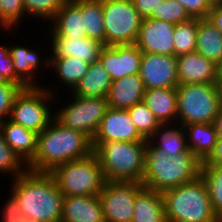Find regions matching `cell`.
<instances>
[{"instance_id": "obj_1", "label": "cell", "mask_w": 222, "mask_h": 222, "mask_svg": "<svg viewBox=\"0 0 222 222\" xmlns=\"http://www.w3.org/2000/svg\"><path fill=\"white\" fill-rule=\"evenodd\" d=\"M11 182L26 222H61L64 196L51 173L27 169Z\"/></svg>"}, {"instance_id": "obj_2", "label": "cell", "mask_w": 222, "mask_h": 222, "mask_svg": "<svg viewBox=\"0 0 222 222\" xmlns=\"http://www.w3.org/2000/svg\"><path fill=\"white\" fill-rule=\"evenodd\" d=\"M92 152V140L87 135L64 127L53 118L38 134L36 153L27 169L50 173L59 165L87 157Z\"/></svg>"}, {"instance_id": "obj_3", "label": "cell", "mask_w": 222, "mask_h": 222, "mask_svg": "<svg viewBox=\"0 0 222 222\" xmlns=\"http://www.w3.org/2000/svg\"><path fill=\"white\" fill-rule=\"evenodd\" d=\"M201 164L202 162L189 149L169 157L147 140L142 184L148 189L163 193L200 176Z\"/></svg>"}, {"instance_id": "obj_4", "label": "cell", "mask_w": 222, "mask_h": 222, "mask_svg": "<svg viewBox=\"0 0 222 222\" xmlns=\"http://www.w3.org/2000/svg\"><path fill=\"white\" fill-rule=\"evenodd\" d=\"M161 194L166 222H222L213 211L201 175Z\"/></svg>"}, {"instance_id": "obj_5", "label": "cell", "mask_w": 222, "mask_h": 222, "mask_svg": "<svg viewBox=\"0 0 222 222\" xmlns=\"http://www.w3.org/2000/svg\"><path fill=\"white\" fill-rule=\"evenodd\" d=\"M105 180L142 183L146 141L92 143Z\"/></svg>"}, {"instance_id": "obj_6", "label": "cell", "mask_w": 222, "mask_h": 222, "mask_svg": "<svg viewBox=\"0 0 222 222\" xmlns=\"http://www.w3.org/2000/svg\"><path fill=\"white\" fill-rule=\"evenodd\" d=\"M63 196L99 195L105 184V177L97 155L72 160L50 172Z\"/></svg>"}, {"instance_id": "obj_7", "label": "cell", "mask_w": 222, "mask_h": 222, "mask_svg": "<svg viewBox=\"0 0 222 222\" xmlns=\"http://www.w3.org/2000/svg\"><path fill=\"white\" fill-rule=\"evenodd\" d=\"M177 89V123H213L222 105L218 83L180 84Z\"/></svg>"}, {"instance_id": "obj_8", "label": "cell", "mask_w": 222, "mask_h": 222, "mask_svg": "<svg viewBox=\"0 0 222 222\" xmlns=\"http://www.w3.org/2000/svg\"><path fill=\"white\" fill-rule=\"evenodd\" d=\"M45 85L22 89L14 99L8 119L37 134L47 128L54 118V111L50 106L59 93L56 87L54 89V86Z\"/></svg>"}, {"instance_id": "obj_9", "label": "cell", "mask_w": 222, "mask_h": 222, "mask_svg": "<svg viewBox=\"0 0 222 222\" xmlns=\"http://www.w3.org/2000/svg\"><path fill=\"white\" fill-rule=\"evenodd\" d=\"M106 46L133 45L143 18L132 0H102Z\"/></svg>"}, {"instance_id": "obj_10", "label": "cell", "mask_w": 222, "mask_h": 222, "mask_svg": "<svg viewBox=\"0 0 222 222\" xmlns=\"http://www.w3.org/2000/svg\"><path fill=\"white\" fill-rule=\"evenodd\" d=\"M70 95L72 99H68L66 105L58 107L60 109L55 111L54 119L62 126L80 131L92 140L109 108L107 97Z\"/></svg>"}, {"instance_id": "obj_11", "label": "cell", "mask_w": 222, "mask_h": 222, "mask_svg": "<svg viewBox=\"0 0 222 222\" xmlns=\"http://www.w3.org/2000/svg\"><path fill=\"white\" fill-rule=\"evenodd\" d=\"M143 187L138 182L106 180L98 195L105 222H132L135 197Z\"/></svg>"}, {"instance_id": "obj_12", "label": "cell", "mask_w": 222, "mask_h": 222, "mask_svg": "<svg viewBox=\"0 0 222 222\" xmlns=\"http://www.w3.org/2000/svg\"><path fill=\"white\" fill-rule=\"evenodd\" d=\"M139 75L145 89L176 88L177 56L143 53Z\"/></svg>"}, {"instance_id": "obj_13", "label": "cell", "mask_w": 222, "mask_h": 222, "mask_svg": "<svg viewBox=\"0 0 222 222\" xmlns=\"http://www.w3.org/2000/svg\"><path fill=\"white\" fill-rule=\"evenodd\" d=\"M174 29L170 22L143 19L135 45L142 53L174 55Z\"/></svg>"}, {"instance_id": "obj_14", "label": "cell", "mask_w": 222, "mask_h": 222, "mask_svg": "<svg viewBox=\"0 0 222 222\" xmlns=\"http://www.w3.org/2000/svg\"><path fill=\"white\" fill-rule=\"evenodd\" d=\"M143 53L135 45L104 46L99 60L112 81L139 74Z\"/></svg>"}, {"instance_id": "obj_15", "label": "cell", "mask_w": 222, "mask_h": 222, "mask_svg": "<svg viewBox=\"0 0 222 222\" xmlns=\"http://www.w3.org/2000/svg\"><path fill=\"white\" fill-rule=\"evenodd\" d=\"M147 141L137 131L127 110L108 108L92 143Z\"/></svg>"}, {"instance_id": "obj_16", "label": "cell", "mask_w": 222, "mask_h": 222, "mask_svg": "<svg viewBox=\"0 0 222 222\" xmlns=\"http://www.w3.org/2000/svg\"><path fill=\"white\" fill-rule=\"evenodd\" d=\"M48 30H50L46 34L50 36L47 37V41H50L48 47L52 48L48 53H52L49 58L74 57L92 64L99 59L101 50L105 46L88 37H59L51 29Z\"/></svg>"}, {"instance_id": "obj_17", "label": "cell", "mask_w": 222, "mask_h": 222, "mask_svg": "<svg viewBox=\"0 0 222 222\" xmlns=\"http://www.w3.org/2000/svg\"><path fill=\"white\" fill-rule=\"evenodd\" d=\"M177 77L180 84L218 83L217 65L194 51L177 56Z\"/></svg>"}, {"instance_id": "obj_18", "label": "cell", "mask_w": 222, "mask_h": 222, "mask_svg": "<svg viewBox=\"0 0 222 222\" xmlns=\"http://www.w3.org/2000/svg\"><path fill=\"white\" fill-rule=\"evenodd\" d=\"M32 48L33 47L29 48V46L27 47L26 45H11V47H9V54L12 57L16 75L28 87H43V85L36 80L39 75L35 74H38L36 72H39V68L40 70L42 68L43 70H48L50 58L47 56V53L46 58H42L41 55H39L41 54L40 51L36 52L37 49Z\"/></svg>"}, {"instance_id": "obj_19", "label": "cell", "mask_w": 222, "mask_h": 222, "mask_svg": "<svg viewBox=\"0 0 222 222\" xmlns=\"http://www.w3.org/2000/svg\"><path fill=\"white\" fill-rule=\"evenodd\" d=\"M61 222H105L99 196H64Z\"/></svg>"}, {"instance_id": "obj_20", "label": "cell", "mask_w": 222, "mask_h": 222, "mask_svg": "<svg viewBox=\"0 0 222 222\" xmlns=\"http://www.w3.org/2000/svg\"><path fill=\"white\" fill-rule=\"evenodd\" d=\"M145 90L139 74L114 80L107 95L108 107L127 110L143 101Z\"/></svg>"}, {"instance_id": "obj_21", "label": "cell", "mask_w": 222, "mask_h": 222, "mask_svg": "<svg viewBox=\"0 0 222 222\" xmlns=\"http://www.w3.org/2000/svg\"><path fill=\"white\" fill-rule=\"evenodd\" d=\"M49 27L59 37H86L82 0H67Z\"/></svg>"}, {"instance_id": "obj_22", "label": "cell", "mask_w": 222, "mask_h": 222, "mask_svg": "<svg viewBox=\"0 0 222 222\" xmlns=\"http://www.w3.org/2000/svg\"><path fill=\"white\" fill-rule=\"evenodd\" d=\"M0 130L9 147L28 165L36 153L38 134L9 119L0 122Z\"/></svg>"}, {"instance_id": "obj_23", "label": "cell", "mask_w": 222, "mask_h": 222, "mask_svg": "<svg viewBox=\"0 0 222 222\" xmlns=\"http://www.w3.org/2000/svg\"><path fill=\"white\" fill-rule=\"evenodd\" d=\"M143 102L160 124L177 123V89L153 88L146 89Z\"/></svg>"}, {"instance_id": "obj_24", "label": "cell", "mask_w": 222, "mask_h": 222, "mask_svg": "<svg viewBox=\"0 0 222 222\" xmlns=\"http://www.w3.org/2000/svg\"><path fill=\"white\" fill-rule=\"evenodd\" d=\"M111 84L108 71L98 59L89 65L86 75L70 92L83 97H107Z\"/></svg>"}, {"instance_id": "obj_25", "label": "cell", "mask_w": 222, "mask_h": 222, "mask_svg": "<svg viewBox=\"0 0 222 222\" xmlns=\"http://www.w3.org/2000/svg\"><path fill=\"white\" fill-rule=\"evenodd\" d=\"M188 149L203 162L214 150L217 133L213 123L183 125Z\"/></svg>"}, {"instance_id": "obj_26", "label": "cell", "mask_w": 222, "mask_h": 222, "mask_svg": "<svg viewBox=\"0 0 222 222\" xmlns=\"http://www.w3.org/2000/svg\"><path fill=\"white\" fill-rule=\"evenodd\" d=\"M132 222H166L162 194L143 187L135 197Z\"/></svg>"}, {"instance_id": "obj_27", "label": "cell", "mask_w": 222, "mask_h": 222, "mask_svg": "<svg viewBox=\"0 0 222 222\" xmlns=\"http://www.w3.org/2000/svg\"><path fill=\"white\" fill-rule=\"evenodd\" d=\"M148 141L163 150L169 157L188 150L186 134L179 123L160 124Z\"/></svg>"}, {"instance_id": "obj_28", "label": "cell", "mask_w": 222, "mask_h": 222, "mask_svg": "<svg viewBox=\"0 0 222 222\" xmlns=\"http://www.w3.org/2000/svg\"><path fill=\"white\" fill-rule=\"evenodd\" d=\"M195 51L216 65L222 60V34L207 18L198 19Z\"/></svg>"}, {"instance_id": "obj_29", "label": "cell", "mask_w": 222, "mask_h": 222, "mask_svg": "<svg viewBox=\"0 0 222 222\" xmlns=\"http://www.w3.org/2000/svg\"><path fill=\"white\" fill-rule=\"evenodd\" d=\"M89 63L85 61H79L74 57H62V58H50L49 69L55 73L58 78V82H61L66 87L65 89L70 91L76 86V84L84 77L88 71ZM52 68V69H51Z\"/></svg>"}, {"instance_id": "obj_30", "label": "cell", "mask_w": 222, "mask_h": 222, "mask_svg": "<svg viewBox=\"0 0 222 222\" xmlns=\"http://www.w3.org/2000/svg\"><path fill=\"white\" fill-rule=\"evenodd\" d=\"M82 14L86 37L97 40L106 46L102 0H82Z\"/></svg>"}, {"instance_id": "obj_31", "label": "cell", "mask_w": 222, "mask_h": 222, "mask_svg": "<svg viewBox=\"0 0 222 222\" xmlns=\"http://www.w3.org/2000/svg\"><path fill=\"white\" fill-rule=\"evenodd\" d=\"M213 211L222 220V166L201 165V174Z\"/></svg>"}, {"instance_id": "obj_32", "label": "cell", "mask_w": 222, "mask_h": 222, "mask_svg": "<svg viewBox=\"0 0 222 222\" xmlns=\"http://www.w3.org/2000/svg\"><path fill=\"white\" fill-rule=\"evenodd\" d=\"M198 19L190 18L188 21L175 24L174 29V55L179 56L196 50V35Z\"/></svg>"}, {"instance_id": "obj_33", "label": "cell", "mask_w": 222, "mask_h": 222, "mask_svg": "<svg viewBox=\"0 0 222 222\" xmlns=\"http://www.w3.org/2000/svg\"><path fill=\"white\" fill-rule=\"evenodd\" d=\"M127 111L137 131L145 140H148L160 125L143 101L128 108Z\"/></svg>"}, {"instance_id": "obj_34", "label": "cell", "mask_w": 222, "mask_h": 222, "mask_svg": "<svg viewBox=\"0 0 222 222\" xmlns=\"http://www.w3.org/2000/svg\"><path fill=\"white\" fill-rule=\"evenodd\" d=\"M67 0H23L25 17L39 18L43 22H51L56 13L63 7Z\"/></svg>"}, {"instance_id": "obj_35", "label": "cell", "mask_w": 222, "mask_h": 222, "mask_svg": "<svg viewBox=\"0 0 222 222\" xmlns=\"http://www.w3.org/2000/svg\"><path fill=\"white\" fill-rule=\"evenodd\" d=\"M27 170V165L9 147L0 130V173L10 174L11 179L22 175ZM12 174V175H11ZM13 176V177H12Z\"/></svg>"}, {"instance_id": "obj_36", "label": "cell", "mask_w": 222, "mask_h": 222, "mask_svg": "<svg viewBox=\"0 0 222 222\" xmlns=\"http://www.w3.org/2000/svg\"><path fill=\"white\" fill-rule=\"evenodd\" d=\"M25 17L23 0H0V28L4 31L19 28L17 25Z\"/></svg>"}, {"instance_id": "obj_37", "label": "cell", "mask_w": 222, "mask_h": 222, "mask_svg": "<svg viewBox=\"0 0 222 222\" xmlns=\"http://www.w3.org/2000/svg\"><path fill=\"white\" fill-rule=\"evenodd\" d=\"M149 18L179 24L190 19L183 5L178 0H163L157 9H154Z\"/></svg>"}, {"instance_id": "obj_38", "label": "cell", "mask_w": 222, "mask_h": 222, "mask_svg": "<svg viewBox=\"0 0 222 222\" xmlns=\"http://www.w3.org/2000/svg\"><path fill=\"white\" fill-rule=\"evenodd\" d=\"M21 90L17 84L0 80V122L9 118L14 99Z\"/></svg>"}, {"instance_id": "obj_39", "label": "cell", "mask_w": 222, "mask_h": 222, "mask_svg": "<svg viewBox=\"0 0 222 222\" xmlns=\"http://www.w3.org/2000/svg\"><path fill=\"white\" fill-rule=\"evenodd\" d=\"M0 80L17 84L22 89L28 88V86L15 73L13 60L9 54V46H3V44L0 46Z\"/></svg>"}, {"instance_id": "obj_40", "label": "cell", "mask_w": 222, "mask_h": 222, "mask_svg": "<svg viewBox=\"0 0 222 222\" xmlns=\"http://www.w3.org/2000/svg\"><path fill=\"white\" fill-rule=\"evenodd\" d=\"M190 18H207L212 4L209 0H178Z\"/></svg>"}, {"instance_id": "obj_41", "label": "cell", "mask_w": 222, "mask_h": 222, "mask_svg": "<svg viewBox=\"0 0 222 222\" xmlns=\"http://www.w3.org/2000/svg\"><path fill=\"white\" fill-rule=\"evenodd\" d=\"M10 196V197H9ZM8 200L1 209V222H26L22 209L17 199L10 193Z\"/></svg>"}, {"instance_id": "obj_42", "label": "cell", "mask_w": 222, "mask_h": 222, "mask_svg": "<svg viewBox=\"0 0 222 222\" xmlns=\"http://www.w3.org/2000/svg\"><path fill=\"white\" fill-rule=\"evenodd\" d=\"M163 0H132L134 7L143 19L149 18L154 9H157L159 3Z\"/></svg>"}, {"instance_id": "obj_43", "label": "cell", "mask_w": 222, "mask_h": 222, "mask_svg": "<svg viewBox=\"0 0 222 222\" xmlns=\"http://www.w3.org/2000/svg\"><path fill=\"white\" fill-rule=\"evenodd\" d=\"M201 165L222 166V138H217L216 145L211 154L202 162Z\"/></svg>"}, {"instance_id": "obj_44", "label": "cell", "mask_w": 222, "mask_h": 222, "mask_svg": "<svg viewBox=\"0 0 222 222\" xmlns=\"http://www.w3.org/2000/svg\"><path fill=\"white\" fill-rule=\"evenodd\" d=\"M207 19L218 29L222 34V3L214 4L209 11Z\"/></svg>"}, {"instance_id": "obj_45", "label": "cell", "mask_w": 222, "mask_h": 222, "mask_svg": "<svg viewBox=\"0 0 222 222\" xmlns=\"http://www.w3.org/2000/svg\"><path fill=\"white\" fill-rule=\"evenodd\" d=\"M213 124L216 129L217 138H222V105L219 107L218 113L214 119Z\"/></svg>"}, {"instance_id": "obj_46", "label": "cell", "mask_w": 222, "mask_h": 222, "mask_svg": "<svg viewBox=\"0 0 222 222\" xmlns=\"http://www.w3.org/2000/svg\"><path fill=\"white\" fill-rule=\"evenodd\" d=\"M218 80H222V60L217 64Z\"/></svg>"}, {"instance_id": "obj_47", "label": "cell", "mask_w": 222, "mask_h": 222, "mask_svg": "<svg viewBox=\"0 0 222 222\" xmlns=\"http://www.w3.org/2000/svg\"><path fill=\"white\" fill-rule=\"evenodd\" d=\"M219 88H220V96H221V103H222V80H218Z\"/></svg>"}, {"instance_id": "obj_48", "label": "cell", "mask_w": 222, "mask_h": 222, "mask_svg": "<svg viewBox=\"0 0 222 222\" xmlns=\"http://www.w3.org/2000/svg\"><path fill=\"white\" fill-rule=\"evenodd\" d=\"M212 5L222 3V0H209Z\"/></svg>"}]
</instances>
